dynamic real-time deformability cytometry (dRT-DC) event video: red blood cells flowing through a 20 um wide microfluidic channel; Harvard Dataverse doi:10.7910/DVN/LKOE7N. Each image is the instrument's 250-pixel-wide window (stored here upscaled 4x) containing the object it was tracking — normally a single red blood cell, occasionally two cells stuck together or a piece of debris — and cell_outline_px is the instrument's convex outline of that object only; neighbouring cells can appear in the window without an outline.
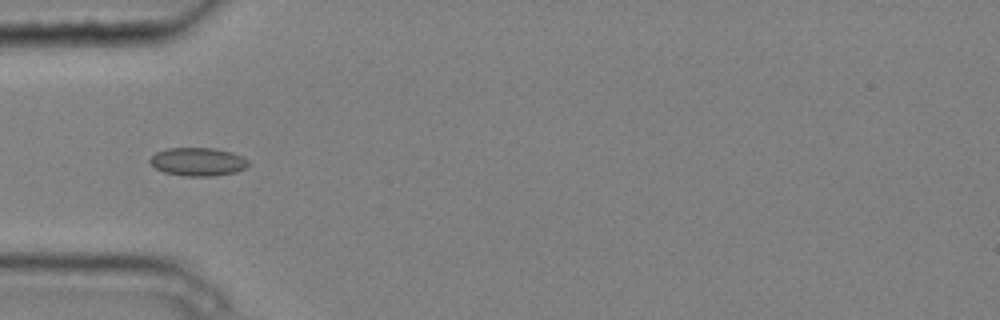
{"species": "common noctule bat (a hibernating species)", "species_latin": "Nyctalus noctula", "temperature_condition": "cold", "stored_images_in_passage": 9, "camera_frame_rate_fps": 3000, "um_per_image_px": 0.085, "animal": {"sex": "male", "body_mass_g": 20.4}, "frame": {"image": 1, "passage_image": 3, "time_ms": 0.667, "image_size_px": [1000, 320], "cell_outline_px": [[248, 164], [244, 168], [236, 172], [212, 176], [184, 176], [164, 172], [156, 168], [148, 160], [156, 152], [168, 148], [212, 148], [232, 152], [248, 160]], "centroid_in_image_um": [16.8, 13.75], "position_along_channel_um": 68.2, "area_um2": 16.07}}
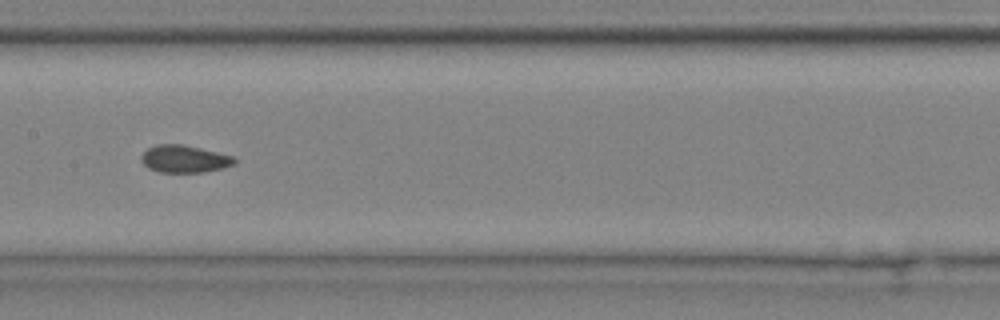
{"frame": {"image": 2, "passage_image": 6, "time_ms": 1.667, "image_size_px": [1000, 320], "cell_outline_px": [[236, 164], [224, 168], [204, 172], [160, 172], [148, 168], [140, 160], [140, 156], [148, 148], [156, 144], [184, 144], [236, 156]], "centroid_in_image_um": [15.71, 13.5], "position_along_channel_um": 191.7, "area_um2": 15.14}}
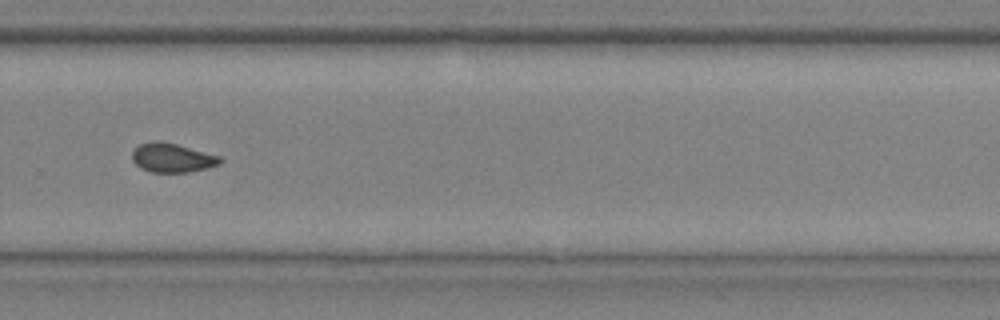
{"frame": {"image": 3, "passage_image": 9, "time_ms": 2.667, "image_size_px": [1000, 320], "cell_outline_px": [[224, 160], [220, 164], [208, 168], [188, 172], [152, 172], [140, 168], [132, 160], [132, 148], [140, 144], [152, 140], [160, 140], [176, 144], [220, 156]], "centroid_in_image_um": [14.62, 13.4], "position_along_channel_um": 315.2, "area_um2": 15.09}}